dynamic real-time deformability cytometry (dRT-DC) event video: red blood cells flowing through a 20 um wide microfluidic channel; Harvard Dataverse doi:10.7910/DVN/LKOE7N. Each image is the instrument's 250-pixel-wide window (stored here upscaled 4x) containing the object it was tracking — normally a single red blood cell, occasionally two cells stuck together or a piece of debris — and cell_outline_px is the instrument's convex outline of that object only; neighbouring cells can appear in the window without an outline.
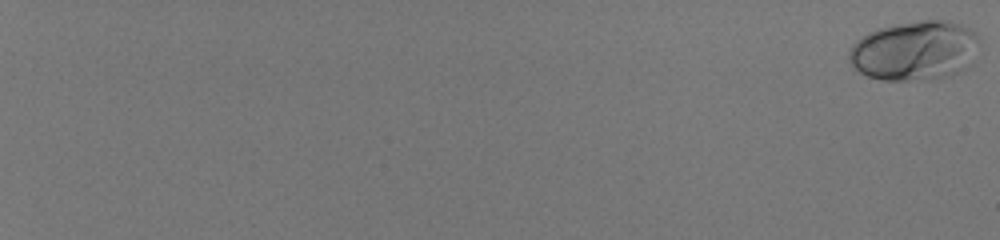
{"species": "human", "species_latin": "Homo sapiens", "temperature_condition": "room temperature", "stored_images_in_passage": 59, "camera_frame_rate_fps": 3000, "um_per_image_px": 0.085, "donor": {"sex": "male"}, "frame": {"image": 1, "passage_image": 1, "time_ms": 0.0, "image_size_px": [1000, 240], "cell_outline_px": [[980, 40], [972, 64], [968, 68], [944, 76], [904, 80], [880, 80], [868, 76], [860, 72], [848, 60], [848, 52], [852, 44], [856, 40], [868, 32], [880, 28], [896, 24], [920, 20], [944, 20], [960, 24], [976, 32]], "centroid_in_image_um": [77.75, 4.28], "position_along_channel_um": 7.2, "area_um2": 45.14}}
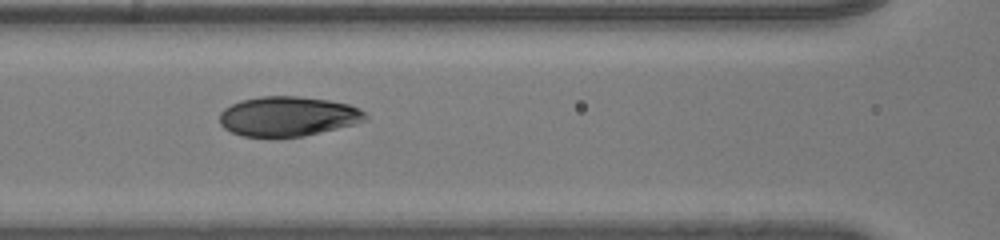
{"frame": {"image": 2, "passage_image": 34, "time_ms": 11.0, "image_size_px": [1000, 240], "cell_outline_px": [[368, 120], [356, 124], [304, 136], [244, 136], [232, 132], [224, 128], [220, 124], [220, 112], [224, 108], [240, 100], [260, 96], [296, 96], [328, 100], [348, 104], [360, 108], [368, 116]], "centroid_in_image_um": [24.5, 9.88], "position_along_channel_um": 142.1, "area_um2": 33.76}}
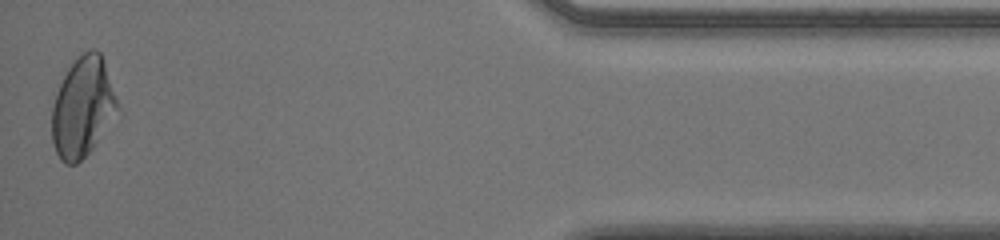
{"frame": {"image": 3, "passage_image": 59, "time_ms": 19.333, "image_size_px": [1000, 240], "cell_outline_px": [[120, 108], [92, 148], [76, 164], [64, 164], [60, 160], [56, 152], [52, 140], [52, 108], [56, 92], [68, 68], [88, 48], [96, 48], [100, 52], [104, 60]], "centroid_in_image_um": [7.02, 9.1], "position_along_channel_um": 428.2, "area_um2": 37.8}, "authors_computed_cell_mechanics": {"area_um2": 35.4314, "velocity_mm_per_s": 4.019, "shape_relaxation_time_tau1_ms": 4.9091, "shape_relaxation_time_tau2_ms": null, "deformation_change_tau1": 0.178, "deformation_change_tau2": null}}